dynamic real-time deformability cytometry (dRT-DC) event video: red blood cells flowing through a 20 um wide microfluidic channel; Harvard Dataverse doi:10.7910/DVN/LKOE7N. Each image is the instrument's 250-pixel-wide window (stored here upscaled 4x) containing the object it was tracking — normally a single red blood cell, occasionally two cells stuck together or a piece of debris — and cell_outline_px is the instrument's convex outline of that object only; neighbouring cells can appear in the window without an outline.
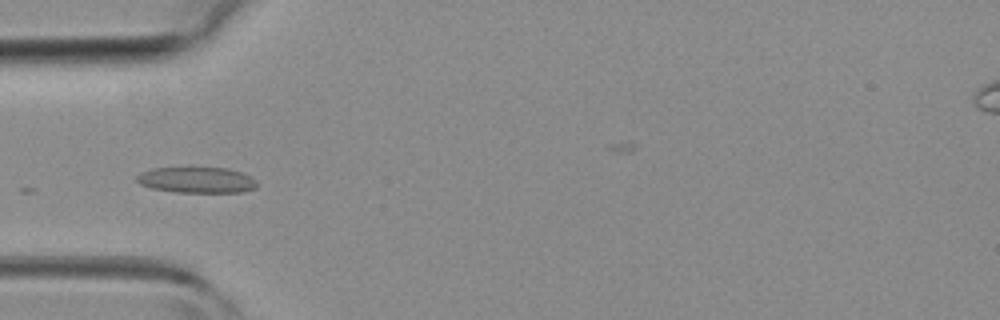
{"species": "common noctule bat (a hibernating species)", "species_latin": "Nyctalus noctula", "temperature_condition": "room temperature", "stored_images_in_passage": 31, "camera_frame_rate_fps": 3000, "um_per_image_px": 0.085, "animal": {"sex": "female", "body_mass_g": 19.3, "forearm_length_mm": 54.1}, "frame": {"image": 1, "passage_image": 1, "time_ms": 0.0, "image_size_px": [1000, 320], "cell_outline_px": [[256, 188], [244, 192], [176, 192], [152, 188], [140, 184], [136, 180], [136, 176], [140, 172], [152, 168], [228, 168], [252, 176], [256, 180]], "centroid_in_image_um": [16.73, 15.3], "position_along_channel_um": 68.3, "area_um2": 18.15}}
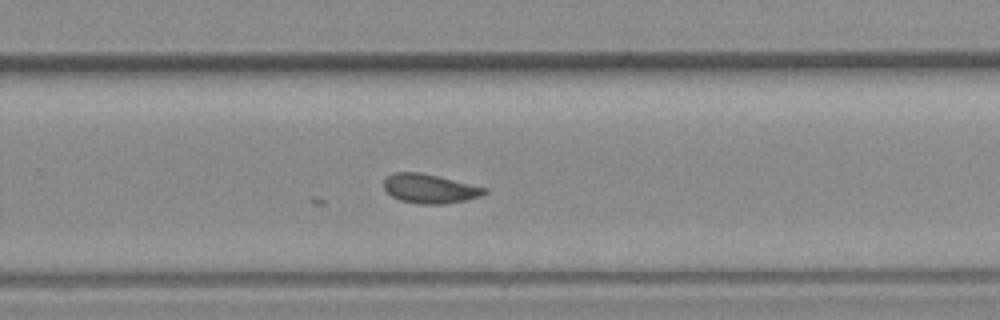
{"frame": {"image": 2, "passage_image": 16, "time_ms": 5.0, "image_size_px": [1000, 320], "cell_outline_px": [[488, 192], [480, 196], [464, 200], [444, 204], [420, 204], [400, 200], [392, 196], [384, 188], [384, 176], [392, 172], [420, 172], [488, 188]], "centroid_in_image_um": [36.5, 16.02], "position_along_channel_um": 293.3, "area_um2": 17.11}}
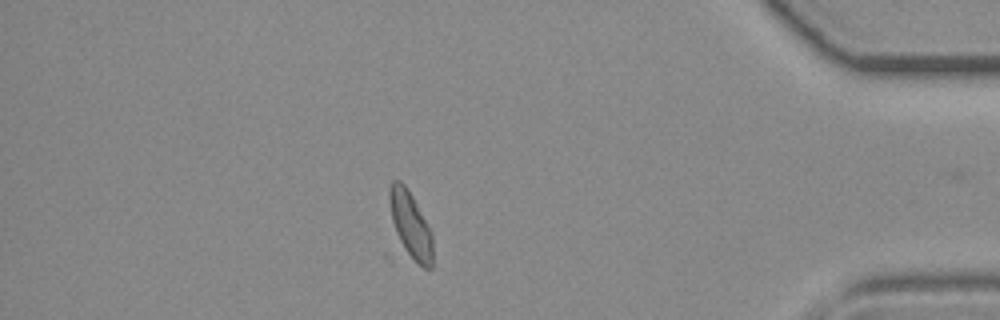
{"frame": {"image": 3, "passage_image": 26, "time_ms": 8.333, "image_size_px": [1000, 320], "cell_outline_px": [[432, 268], [424, 268], [388, 264], [384, 256], [384, 252], [388, 188], [392, 180], [400, 180], [404, 184], [412, 196], [432, 232]], "centroid_in_image_um": [34.53, 19.58], "position_along_channel_um": 400.7, "area_um2": 22.95}}